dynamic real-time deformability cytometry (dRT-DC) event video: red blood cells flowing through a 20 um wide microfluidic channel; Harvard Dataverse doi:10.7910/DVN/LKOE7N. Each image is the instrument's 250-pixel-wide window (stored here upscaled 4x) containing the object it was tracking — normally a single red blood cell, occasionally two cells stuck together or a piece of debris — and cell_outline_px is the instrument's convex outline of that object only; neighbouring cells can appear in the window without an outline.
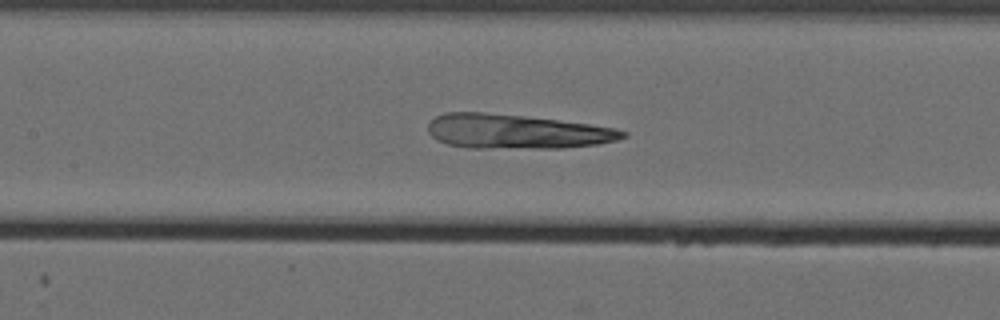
{"species": "Egyptian fruit bat (a non-hibernating species)", "species_latin": "Rousettus aegyptiacus", "temperature_condition": "cold", "stored_images_in_passage": 47, "camera_frame_rate_fps": 3000, "um_per_image_px": 0.085, "animal": {"sex": "female"}, "frame": {"image": 1, "passage_image": 23, "time_ms": 7.333, "image_size_px": [1000, 320], "cell_outline_px": [[628, 136], [616, 140], [596, 144], [564, 148], [468, 148], [448, 144], [436, 140], [428, 132], [428, 124], [436, 116], [444, 112], [484, 112], [524, 116], [588, 124], [616, 128], [628, 132]], "centroid_in_image_um": [43.88, 11.18], "position_along_channel_um": 163.5, "area_um2": 39.07}}
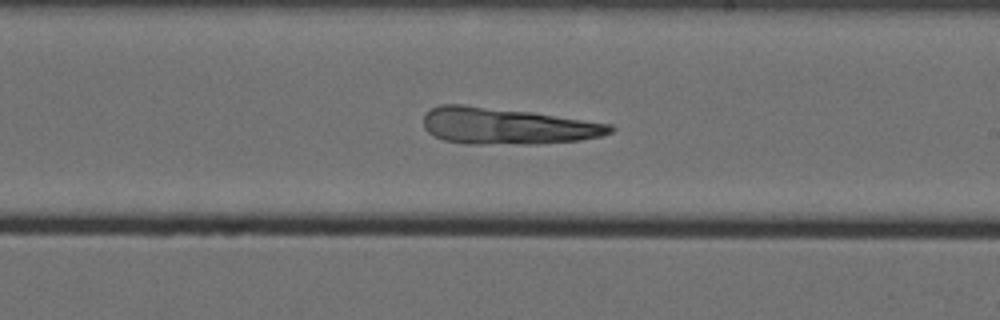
{"frame": {"image": 2, "passage_image": 30, "time_ms": 9.667, "image_size_px": [1000, 320], "cell_outline_px": [[616, 128], [612, 132], [600, 136], [580, 140], [532, 144], [464, 144], [444, 140], [428, 132], [424, 128], [424, 112], [440, 104], [464, 104], [532, 112], [612, 124]], "centroid_in_image_um": [43.07, 10.71], "position_along_channel_um": 245.9, "area_um2": 39.88}}
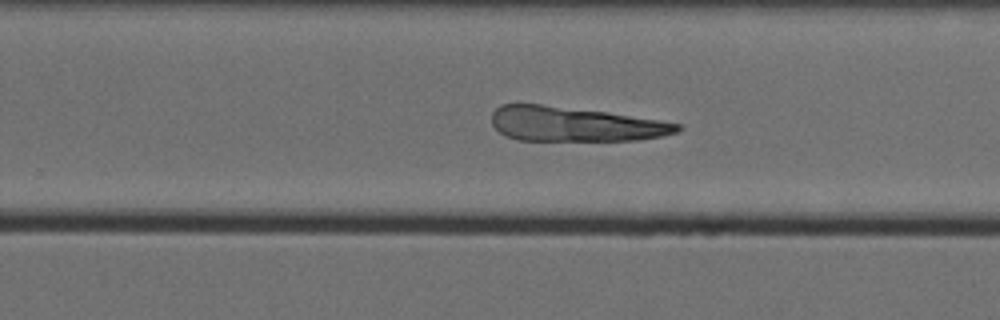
{"frame": {"image": 3, "passage_image": 33, "time_ms": 10.667, "image_size_px": [1000, 320], "cell_outline_px": [[680, 128], [676, 132], [660, 136], [636, 140], [516, 140], [500, 132], [492, 124], [492, 112], [500, 104], [540, 104], [608, 112], [680, 124]], "centroid_in_image_um": [48.79, 10.54], "position_along_channel_um": 281.0, "area_um2": 36.93}}